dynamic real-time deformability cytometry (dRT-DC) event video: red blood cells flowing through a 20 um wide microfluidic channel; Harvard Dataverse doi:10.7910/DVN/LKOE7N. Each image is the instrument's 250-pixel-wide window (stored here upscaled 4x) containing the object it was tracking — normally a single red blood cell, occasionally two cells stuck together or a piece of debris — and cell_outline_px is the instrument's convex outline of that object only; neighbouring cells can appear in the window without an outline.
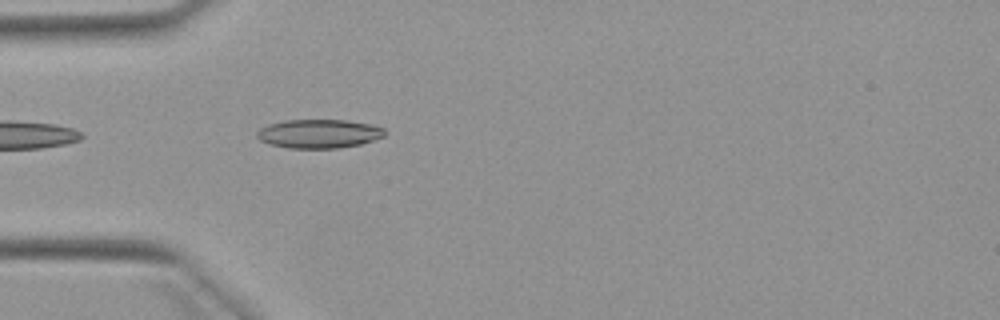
{"species": "Egyptian fruit bat (a non-hibernating species)", "species_latin": "Rousettus aegyptiacus", "temperature_condition": "warm", "stored_images_in_passage": 2, "camera_frame_rate_fps": 3000, "um_per_image_px": 0.085, "animal": {"sex": "female"}, "frame": {"image": 1, "passage_image": 2, "time_ms": 2.0, "image_size_px": [1000, 320], "cell_outline_px": [[384, 136], [360, 144], [340, 148], [288, 148], [268, 144], [260, 140], [256, 136], [256, 132], [260, 128], [268, 124], [284, 120], [348, 120], [372, 124], [384, 128]], "centroid_in_image_um": [27.08, 11.36], "position_along_channel_um": 57.9, "area_um2": 21.56}}